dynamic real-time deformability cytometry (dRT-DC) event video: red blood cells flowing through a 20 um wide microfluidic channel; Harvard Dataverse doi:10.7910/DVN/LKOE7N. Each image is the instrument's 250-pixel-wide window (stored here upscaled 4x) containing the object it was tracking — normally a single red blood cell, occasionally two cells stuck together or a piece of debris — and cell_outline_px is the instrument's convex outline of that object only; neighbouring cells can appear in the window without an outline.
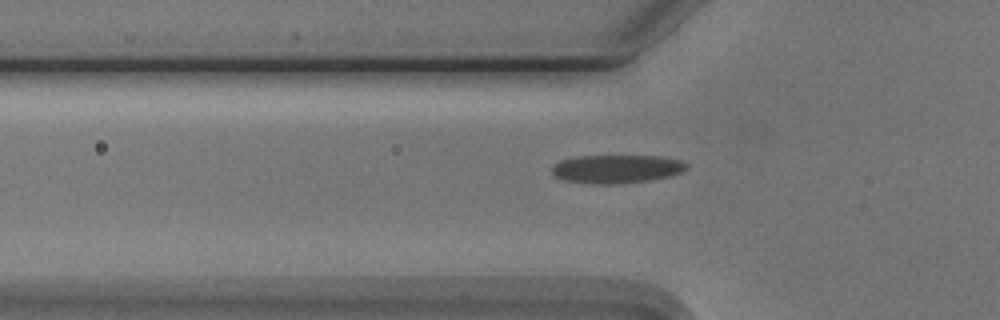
{"species": "Egyptian fruit bat (a non-hibernating species)", "species_latin": "Rousettus aegyptiacus", "temperature_condition": "cold", "stored_images_in_passage": 4, "camera_frame_rate_fps": 3000, "um_per_image_px": 0.085, "animal": {"sex": "male"}, "frame": {"image": 1, "passage_image": 2, "time_ms": 0.333, "image_size_px": [1000, 320], "cell_outline_px": [[688, 168], [680, 172], [668, 176], [648, 180], [616, 184], [592, 184], [564, 180], [556, 176], [552, 172], [552, 164], [560, 160], [576, 156], [660, 156], [680, 160], [688, 164]], "centroid_in_image_um": [52.38, 14.35], "position_along_channel_um": 73.4, "area_um2": 22.25}}